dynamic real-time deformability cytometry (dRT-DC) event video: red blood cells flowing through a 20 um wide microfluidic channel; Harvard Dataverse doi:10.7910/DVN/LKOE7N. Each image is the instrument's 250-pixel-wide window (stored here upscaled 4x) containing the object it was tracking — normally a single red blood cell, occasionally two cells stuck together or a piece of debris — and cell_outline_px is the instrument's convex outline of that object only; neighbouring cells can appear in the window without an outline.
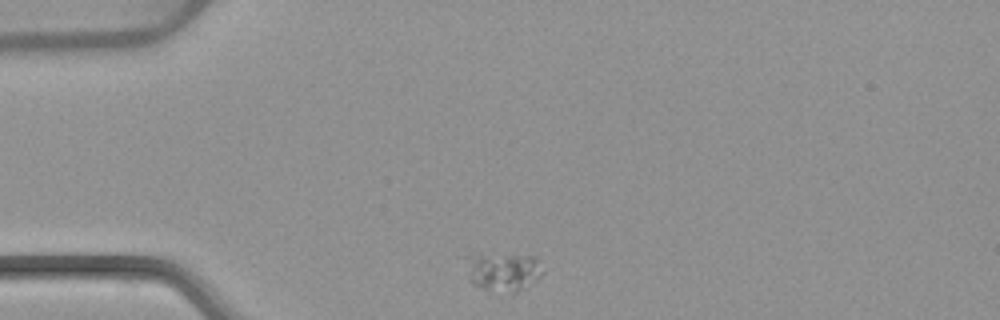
{"species": "common noctule bat (a hibernating species)", "species_latin": "Nyctalus noctula", "temperature_condition": "warm", "stored_images_in_passage": 2, "camera_frame_rate_fps": 3000, "um_per_image_px": 0.085, "animal": {"sex": "female", "body_mass_g": 22.7, "forearm_length_mm": 54.2}, "frame": {"image": 1, "passage_image": 1, "time_ms": 0.0, "image_size_px": [1000, 320], "cell_outline_px": [[544, 272], [528, 288], [516, 292], [512, 292], [484, 288], [472, 284], [468, 280], [464, 256], [480, 252], [532, 256], [536, 260]], "centroid_in_image_um": [42.69, 23.05], "position_along_channel_um": 42.3, "area_um2": 17.69}}